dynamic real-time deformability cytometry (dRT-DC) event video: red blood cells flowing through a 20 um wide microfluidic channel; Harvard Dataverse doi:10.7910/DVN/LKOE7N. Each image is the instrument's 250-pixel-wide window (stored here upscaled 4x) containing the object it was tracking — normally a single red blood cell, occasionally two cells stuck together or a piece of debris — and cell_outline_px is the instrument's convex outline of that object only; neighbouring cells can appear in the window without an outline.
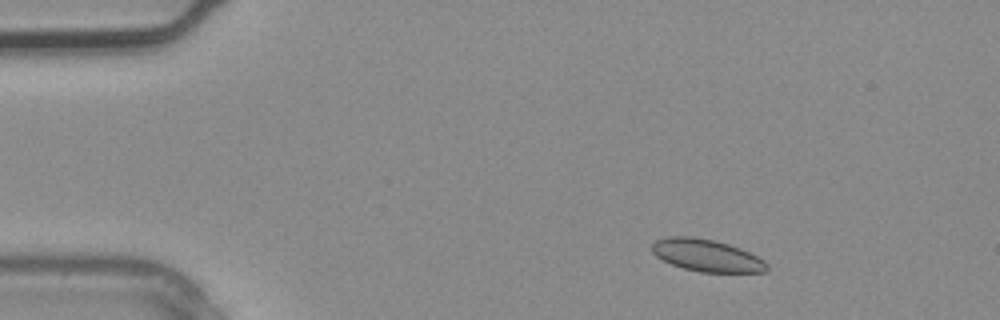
{"species": "common noctule bat (a hibernating species)", "species_latin": "Nyctalus noctula", "temperature_condition": "warm", "stored_images_in_passage": 2, "camera_frame_rate_fps": 3000, "um_per_image_px": 0.085, "animal": {"sex": "male", "body_mass_g": 20.4}, "frame": {"image": 1, "passage_image": 1, "time_ms": 0.0, "image_size_px": [1000, 320], "cell_outline_px": [[768, 272], [700, 272], [684, 268], [672, 264], [656, 256], [652, 252], [652, 244], [656, 240], [668, 236], [692, 236], [712, 240], [728, 244], [740, 248], [764, 260], [768, 264]], "centroid_in_image_um": [60.07, 21.71], "position_along_channel_um": 24.9, "area_um2": 21.44}}